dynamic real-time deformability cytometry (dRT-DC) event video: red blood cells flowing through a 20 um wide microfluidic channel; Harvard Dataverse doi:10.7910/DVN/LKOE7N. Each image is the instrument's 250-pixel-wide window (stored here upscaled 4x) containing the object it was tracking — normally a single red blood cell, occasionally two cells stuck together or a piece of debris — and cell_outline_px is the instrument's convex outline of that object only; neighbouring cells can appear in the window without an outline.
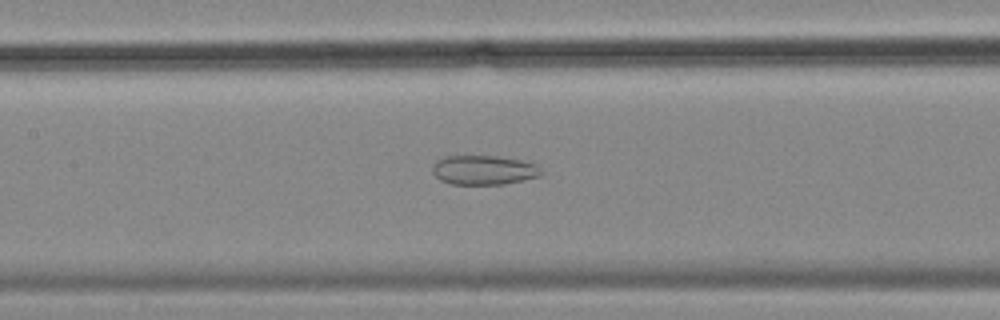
{"species": "common noctule bat (a hibernating species)", "species_latin": "Nyctalus noctula", "temperature_condition": "cold", "stored_images_in_passage": 55, "camera_frame_rate_fps": 3000, "um_per_image_px": 0.085, "animal": {"sex": "female", "body_mass_g": 18.4}, "frame": {"image": 1, "passage_image": 25, "time_ms": 8.0, "image_size_px": [1000, 320], "cell_outline_px": [[544, 172], [540, 176], [504, 184], [452, 184], [440, 180], [432, 172], [432, 164], [436, 160], [444, 156], [496, 156], [524, 160], [536, 164]], "centroid_in_image_um": [41.12, 14.44], "position_along_channel_um": 166.3, "area_um2": 18.79}}
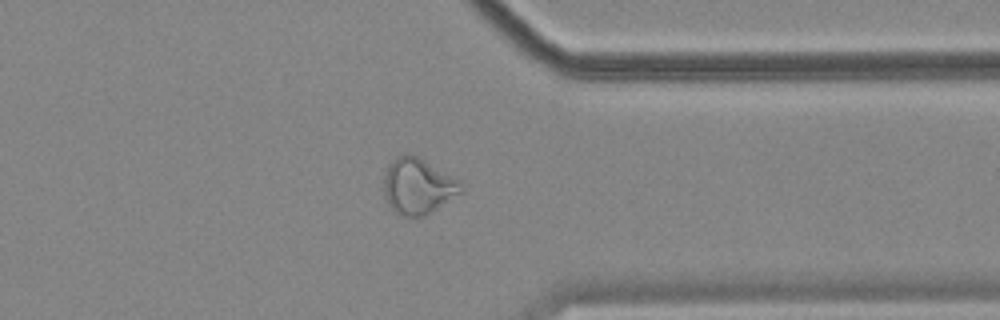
{"frame": {"image": 2, "passage_image": 43, "time_ms": 14.0, "image_size_px": [1000, 320], "cell_outline_px": [[464, 188], [460, 192], [432, 212], [424, 216], [404, 216], [396, 212], [388, 204], [384, 192], [384, 176], [388, 164], [400, 156], [408, 152], [424, 160], [460, 180]], "centroid_in_image_um": [35.52, 15.82], "position_along_channel_um": 375.9, "area_um2": 24.8}}
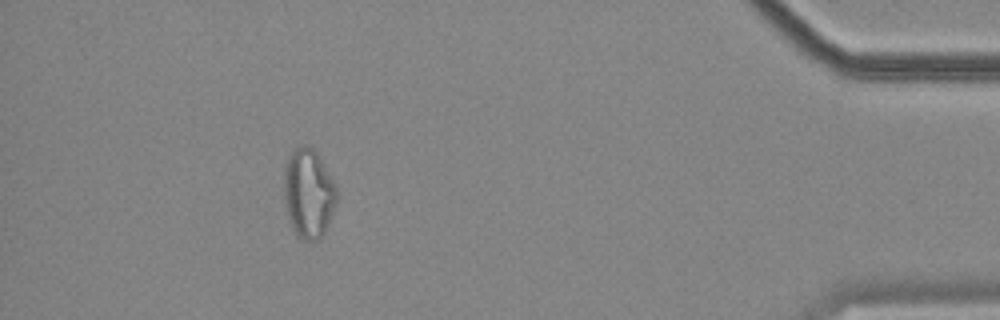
{"frame": {"image": 3, "passage_image": 50, "time_ms": 16.333, "image_size_px": [1000, 320], "cell_outline_px": [[336, 204], [328, 224], [320, 240], [304, 240], [296, 236], [292, 228], [284, 204], [284, 168], [288, 156], [300, 144], [304, 144], [312, 148], [320, 156], [336, 184]], "centroid_in_image_um": [26.22, 16.43], "position_along_channel_um": 409.0, "area_um2": 27.74}, "authors_computed_cell_mechanics": {"area_um2": 25.8944, "velocity_mm_per_s": 3.5763, "shape_relaxation_time_tau1_ms": null, "shape_relaxation_time_tau2_ms": 2.7522, "deformation_change_tau1": null, "deformation_change_tau2": 0.1005}}